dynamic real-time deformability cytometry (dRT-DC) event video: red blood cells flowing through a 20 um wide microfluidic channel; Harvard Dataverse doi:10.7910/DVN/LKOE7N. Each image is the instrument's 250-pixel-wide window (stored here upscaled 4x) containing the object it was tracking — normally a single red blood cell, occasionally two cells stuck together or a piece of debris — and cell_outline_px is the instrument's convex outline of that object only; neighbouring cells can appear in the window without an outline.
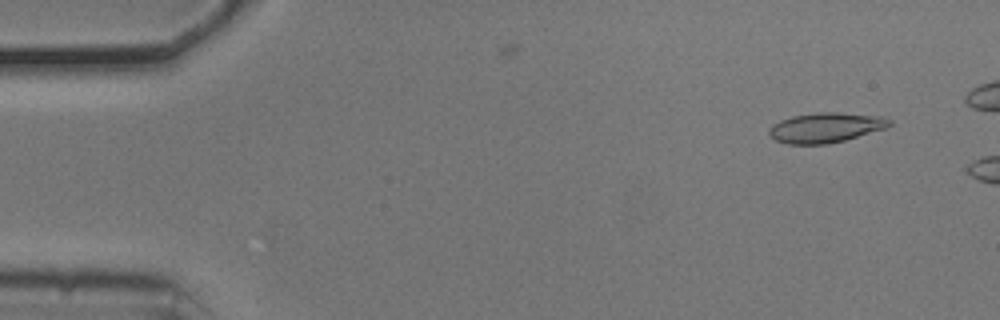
{"species": "common noctule bat (a hibernating species)", "species_latin": "Nyctalus noctula", "temperature_condition": "cold", "stored_images_in_passage": 9, "camera_frame_rate_fps": 3000, "um_per_image_px": 0.085, "animal": {"sex": "male", "body_mass_g": 20.5, "forearm_length_mm": 52.5}, "frame": {"image": 1, "passage_image": 4, "time_ms": 1.0, "image_size_px": [1000, 320], "cell_outline_px": [[892, 124], [888, 128], [844, 140], [828, 144], [788, 144], [776, 140], [768, 136], [768, 132], [772, 124], [780, 120], [792, 116], [816, 112], [836, 112], [880, 116], [892, 120]], "centroid_in_image_um": [70.18, 10.84], "position_along_channel_um": 14.8, "area_um2": 21.15}}